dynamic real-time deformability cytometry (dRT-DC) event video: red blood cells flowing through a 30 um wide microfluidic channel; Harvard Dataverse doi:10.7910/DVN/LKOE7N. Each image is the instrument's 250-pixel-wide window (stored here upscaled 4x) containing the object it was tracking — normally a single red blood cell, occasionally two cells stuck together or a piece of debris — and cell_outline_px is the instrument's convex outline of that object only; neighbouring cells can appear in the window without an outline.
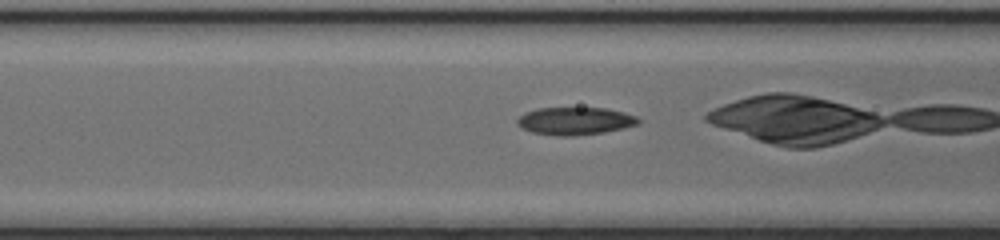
{"species": "common noctule bat (a hibernating species)", "species_latin": "Nyctalus noctula", "temperature_condition": "cold", "stored_images_in_passage": 36, "camera_frame_rate_fps": 3000, "um_per_image_px": 0.085, "animal": {"sex": "female", "body_mass_g": 17.0, "forearm_length_mm": 48.0}, "frame": {"image": 1, "passage_image": 17, "time_ms": 5.333, "image_size_px": [1000, 240], "cell_outline_px": [[640, 124], [624, 128], [604, 132], [572, 136], [560, 136], [532, 132], [520, 128], [516, 124], [516, 120], [524, 112], [536, 108], [604, 108], [624, 112], [636, 116], [640, 120]], "centroid_in_image_um": [48.86, 10.28], "position_along_channel_um": 117.7, "area_um2": 19.65}, "authors_computed_cell_mechanics": {"area_um2": 19.4208, "velocity_mm_per_s": 4.2966, "shape_relaxation_time_tau1_ms": 9.0776, "shape_relaxation_time_tau2_ms": 3.3931, "deformation_change_tau1": 0.236, "deformation_change_tau2": 0.1252}}